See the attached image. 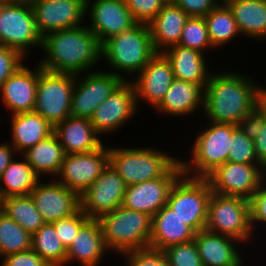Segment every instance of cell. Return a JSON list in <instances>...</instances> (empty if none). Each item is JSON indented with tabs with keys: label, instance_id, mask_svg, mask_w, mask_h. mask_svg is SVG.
I'll return each mask as SVG.
<instances>
[{
	"label": "cell",
	"instance_id": "6da1fadb",
	"mask_svg": "<svg viewBox=\"0 0 266 266\" xmlns=\"http://www.w3.org/2000/svg\"><path fill=\"white\" fill-rule=\"evenodd\" d=\"M41 50L44 56L37 63L56 73L80 75L103 62L101 44L86 24L45 35Z\"/></svg>",
	"mask_w": 266,
	"mask_h": 266
},
{
	"label": "cell",
	"instance_id": "7a4b0ae2",
	"mask_svg": "<svg viewBox=\"0 0 266 266\" xmlns=\"http://www.w3.org/2000/svg\"><path fill=\"white\" fill-rule=\"evenodd\" d=\"M231 69L213 71L205 86V122L237 125L255 108V79Z\"/></svg>",
	"mask_w": 266,
	"mask_h": 266
},
{
	"label": "cell",
	"instance_id": "3957f363",
	"mask_svg": "<svg viewBox=\"0 0 266 266\" xmlns=\"http://www.w3.org/2000/svg\"><path fill=\"white\" fill-rule=\"evenodd\" d=\"M149 25L137 23L101 44V60L113 73L131 81L156 54ZM124 73V74H123ZM128 76V77H127ZM129 78V79H128Z\"/></svg>",
	"mask_w": 266,
	"mask_h": 266
},
{
	"label": "cell",
	"instance_id": "277c9868",
	"mask_svg": "<svg viewBox=\"0 0 266 266\" xmlns=\"http://www.w3.org/2000/svg\"><path fill=\"white\" fill-rule=\"evenodd\" d=\"M109 164L123 178L125 184L165 177L179 162L180 158L170 156L156 147H109Z\"/></svg>",
	"mask_w": 266,
	"mask_h": 266
},
{
	"label": "cell",
	"instance_id": "5b68a950",
	"mask_svg": "<svg viewBox=\"0 0 266 266\" xmlns=\"http://www.w3.org/2000/svg\"><path fill=\"white\" fill-rule=\"evenodd\" d=\"M104 243L109 251L122 255L150 246L152 216L120 206L99 217Z\"/></svg>",
	"mask_w": 266,
	"mask_h": 266
},
{
	"label": "cell",
	"instance_id": "8992f818",
	"mask_svg": "<svg viewBox=\"0 0 266 266\" xmlns=\"http://www.w3.org/2000/svg\"><path fill=\"white\" fill-rule=\"evenodd\" d=\"M193 139L190 159L180 158L183 174L206 178L217 167L228 161L232 145L233 124L208 122ZM204 129V130H203ZM190 160V161H189Z\"/></svg>",
	"mask_w": 266,
	"mask_h": 266
},
{
	"label": "cell",
	"instance_id": "52a82bcc",
	"mask_svg": "<svg viewBox=\"0 0 266 266\" xmlns=\"http://www.w3.org/2000/svg\"><path fill=\"white\" fill-rule=\"evenodd\" d=\"M205 230L232 237L248 245L254 238L250 201L238 196L212 192L208 203Z\"/></svg>",
	"mask_w": 266,
	"mask_h": 266
},
{
	"label": "cell",
	"instance_id": "ba28073f",
	"mask_svg": "<svg viewBox=\"0 0 266 266\" xmlns=\"http://www.w3.org/2000/svg\"><path fill=\"white\" fill-rule=\"evenodd\" d=\"M42 38L29 0H5L0 11V44L27 58L33 47L41 49Z\"/></svg>",
	"mask_w": 266,
	"mask_h": 266
},
{
	"label": "cell",
	"instance_id": "9c48e42d",
	"mask_svg": "<svg viewBox=\"0 0 266 266\" xmlns=\"http://www.w3.org/2000/svg\"><path fill=\"white\" fill-rule=\"evenodd\" d=\"M212 190L206 178L182 174L170 189L166 205L195 232L205 229Z\"/></svg>",
	"mask_w": 266,
	"mask_h": 266
},
{
	"label": "cell",
	"instance_id": "30bf717a",
	"mask_svg": "<svg viewBox=\"0 0 266 266\" xmlns=\"http://www.w3.org/2000/svg\"><path fill=\"white\" fill-rule=\"evenodd\" d=\"M75 75L56 73L41 68L36 86L33 111L53 127L71 116V99Z\"/></svg>",
	"mask_w": 266,
	"mask_h": 266
},
{
	"label": "cell",
	"instance_id": "8fae6325",
	"mask_svg": "<svg viewBox=\"0 0 266 266\" xmlns=\"http://www.w3.org/2000/svg\"><path fill=\"white\" fill-rule=\"evenodd\" d=\"M96 69L95 67V71L86 72L84 75H75L71 99L72 117L90 119L99 105L124 81L108 70Z\"/></svg>",
	"mask_w": 266,
	"mask_h": 266
},
{
	"label": "cell",
	"instance_id": "7c38bea8",
	"mask_svg": "<svg viewBox=\"0 0 266 266\" xmlns=\"http://www.w3.org/2000/svg\"><path fill=\"white\" fill-rule=\"evenodd\" d=\"M206 179L209 181L212 192L250 200L266 179V168L262 164L227 161L211 172Z\"/></svg>",
	"mask_w": 266,
	"mask_h": 266
},
{
	"label": "cell",
	"instance_id": "4fadbf2b",
	"mask_svg": "<svg viewBox=\"0 0 266 266\" xmlns=\"http://www.w3.org/2000/svg\"><path fill=\"white\" fill-rule=\"evenodd\" d=\"M138 109L134 86L127 80L99 105L90 121L101 137L103 134L112 135L120 132L126 123L133 121V117L139 113Z\"/></svg>",
	"mask_w": 266,
	"mask_h": 266
},
{
	"label": "cell",
	"instance_id": "5bb4252c",
	"mask_svg": "<svg viewBox=\"0 0 266 266\" xmlns=\"http://www.w3.org/2000/svg\"><path fill=\"white\" fill-rule=\"evenodd\" d=\"M127 185L123 178L108 164L101 175L80 195V209L89 219L122 206Z\"/></svg>",
	"mask_w": 266,
	"mask_h": 266
},
{
	"label": "cell",
	"instance_id": "9a60e30c",
	"mask_svg": "<svg viewBox=\"0 0 266 266\" xmlns=\"http://www.w3.org/2000/svg\"><path fill=\"white\" fill-rule=\"evenodd\" d=\"M109 164V149L100 148L80 154H65L56 181L79 196L101 175Z\"/></svg>",
	"mask_w": 266,
	"mask_h": 266
},
{
	"label": "cell",
	"instance_id": "2e32d148",
	"mask_svg": "<svg viewBox=\"0 0 266 266\" xmlns=\"http://www.w3.org/2000/svg\"><path fill=\"white\" fill-rule=\"evenodd\" d=\"M42 37L63 29L84 25L86 0H29ZM84 21V22H83Z\"/></svg>",
	"mask_w": 266,
	"mask_h": 266
},
{
	"label": "cell",
	"instance_id": "e0dca14e",
	"mask_svg": "<svg viewBox=\"0 0 266 266\" xmlns=\"http://www.w3.org/2000/svg\"><path fill=\"white\" fill-rule=\"evenodd\" d=\"M87 15L100 44L137 24L124 0H86Z\"/></svg>",
	"mask_w": 266,
	"mask_h": 266
},
{
	"label": "cell",
	"instance_id": "ac0fdd59",
	"mask_svg": "<svg viewBox=\"0 0 266 266\" xmlns=\"http://www.w3.org/2000/svg\"><path fill=\"white\" fill-rule=\"evenodd\" d=\"M182 174L179 162L165 177L128 185L122 206L153 217L166 205L171 187Z\"/></svg>",
	"mask_w": 266,
	"mask_h": 266
},
{
	"label": "cell",
	"instance_id": "d6986e66",
	"mask_svg": "<svg viewBox=\"0 0 266 266\" xmlns=\"http://www.w3.org/2000/svg\"><path fill=\"white\" fill-rule=\"evenodd\" d=\"M29 195L45 223L69 217L80 209V196L55 179H41Z\"/></svg>",
	"mask_w": 266,
	"mask_h": 266
},
{
	"label": "cell",
	"instance_id": "ffe728a7",
	"mask_svg": "<svg viewBox=\"0 0 266 266\" xmlns=\"http://www.w3.org/2000/svg\"><path fill=\"white\" fill-rule=\"evenodd\" d=\"M174 79L169 60L162 52H157L131 80L138 108L143 107L140 105L143 101L154 109L162 101Z\"/></svg>",
	"mask_w": 266,
	"mask_h": 266
},
{
	"label": "cell",
	"instance_id": "44dd1931",
	"mask_svg": "<svg viewBox=\"0 0 266 266\" xmlns=\"http://www.w3.org/2000/svg\"><path fill=\"white\" fill-rule=\"evenodd\" d=\"M40 72L41 66L39 64L33 70L23 64L1 85L0 99L3 107L12 113L9 115L33 111L37 79Z\"/></svg>",
	"mask_w": 266,
	"mask_h": 266
},
{
	"label": "cell",
	"instance_id": "7402d4cb",
	"mask_svg": "<svg viewBox=\"0 0 266 266\" xmlns=\"http://www.w3.org/2000/svg\"><path fill=\"white\" fill-rule=\"evenodd\" d=\"M194 241L203 266H244L242 242L207 230L195 233ZM239 247V248H238ZM240 252V253H239Z\"/></svg>",
	"mask_w": 266,
	"mask_h": 266
},
{
	"label": "cell",
	"instance_id": "603a6c76",
	"mask_svg": "<svg viewBox=\"0 0 266 266\" xmlns=\"http://www.w3.org/2000/svg\"><path fill=\"white\" fill-rule=\"evenodd\" d=\"M205 88L194 82L174 79L162 101L154 108L167 117H187L204 110Z\"/></svg>",
	"mask_w": 266,
	"mask_h": 266
},
{
	"label": "cell",
	"instance_id": "cb8c5ba5",
	"mask_svg": "<svg viewBox=\"0 0 266 266\" xmlns=\"http://www.w3.org/2000/svg\"><path fill=\"white\" fill-rule=\"evenodd\" d=\"M66 249V266L75 262L79 263V266L100 265L109 250L104 243L98 220L89 219Z\"/></svg>",
	"mask_w": 266,
	"mask_h": 266
},
{
	"label": "cell",
	"instance_id": "d4e9b609",
	"mask_svg": "<svg viewBox=\"0 0 266 266\" xmlns=\"http://www.w3.org/2000/svg\"><path fill=\"white\" fill-rule=\"evenodd\" d=\"M65 154H80L100 148L104 142L90 119L69 116L53 127Z\"/></svg>",
	"mask_w": 266,
	"mask_h": 266
},
{
	"label": "cell",
	"instance_id": "484cf974",
	"mask_svg": "<svg viewBox=\"0 0 266 266\" xmlns=\"http://www.w3.org/2000/svg\"><path fill=\"white\" fill-rule=\"evenodd\" d=\"M195 231L167 205L152 217L150 246L164 250L169 246L194 240Z\"/></svg>",
	"mask_w": 266,
	"mask_h": 266
},
{
	"label": "cell",
	"instance_id": "4316f807",
	"mask_svg": "<svg viewBox=\"0 0 266 266\" xmlns=\"http://www.w3.org/2000/svg\"><path fill=\"white\" fill-rule=\"evenodd\" d=\"M169 60L175 79L190 81L204 88L212 73L205 54L180 45H174L162 52Z\"/></svg>",
	"mask_w": 266,
	"mask_h": 266
},
{
	"label": "cell",
	"instance_id": "83f0119b",
	"mask_svg": "<svg viewBox=\"0 0 266 266\" xmlns=\"http://www.w3.org/2000/svg\"><path fill=\"white\" fill-rule=\"evenodd\" d=\"M189 16L174 3H166L148 24L156 52L178 45L182 30Z\"/></svg>",
	"mask_w": 266,
	"mask_h": 266
},
{
	"label": "cell",
	"instance_id": "f1b7e54d",
	"mask_svg": "<svg viewBox=\"0 0 266 266\" xmlns=\"http://www.w3.org/2000/svg\"><path fill=\"white\" fill-rule=\"evenodd\" d=\"M9 120L10 144L18 155L53 133V126L34 111L13 114Z\"/></svg>",
	"mask_w": 266,
	"mask_h": 266
},
{
	"label": "cell",
	"instance_id": "f546056e",
	"mask_svg": "<svg viewBox=\"0 0 266 266\" xmlns=\"http://www.w3.org/2000/svg\"><path fill=\"white\" fill-rule=\"evenodd\" d=\"M225 3L232 11L242 36L266 40V0H227Z\"/></svg>",
	"mask_w": 266,
	"mask_h": 266
},
{
	"label": "cell",
	"instance_id": "4dcf8cb0",
	"mask_svg": "<svg viewBox=\"0 0 266 266\" xmlns=\"http://www.w3.org/2000/svg\"><path fill=\"white\" fill-rule=\"evenodd\" d=\"M22 155L39 177L44 179L45 176H49L55 179L60 171L65 152L56 135L52 133L35 146L28 148Z\"/></svg>",
	"mask_w": 266,
	"mask_h": 266
},
{
	"label": "cell",
	"instance_id": "1f68e13d",
	"mask_svg": "<svg viewBox=\"0 0 266 266\" xmlns=\"http://www.w3.org/2000/svg\"><path fill=\"white\" fill-rule=\"evenodd\" d=\"M16 155L9 166L3 171L0 177V196L29 195L41 180L34 172L32 167L27 163L25 157L19 154L21 160L15 159ZM23 157V158H22Z\"/></svg>",
	"mask_w": 266,
	"mask_h": 266
},
{
	"label": "cell",
	"instance_id": "d6a6232c",
	"mask_svg": "<svg viewBox=\"0 0 266 266\" xmlns=\"http://www.w3.org/2000/svg\"><path fill=\"white\" fill-rule=\"evenodd\" d=\"M204 19L212 46L216 49L229 45L235 37L242 36L233 13L226 3H219Z\"/></svg>",
	"mask_w": 266,
	"mask_h": 266
},
{
	"label": "cell",
	"instance_id": "836d02e7",
	"mask_svg": "<svg viewBox=\"0 0 266 266\" xmlns=\"http://www.w3.org/2000/svg\"><path fill=\"white\" fill-rule=\"evenodd\" d=\"M1 211L31 235L45 224L30 195L2 198Z\"/></svg>",
	"mask_w": 266,
	"mask_h": 266
},
{
	"label": "cell",
	"instance_id": "e575fe53",
	"mask_svg": "<svg viewBox=\"0 0 266 266\" xmlns=\"http://www.w3.org/2000/svg\"><path fill=\"white\" fill-rule=\"evenodd\" d=\"M31 249L50 266H66L67 249L50 223H45L32 234Z\"/></svg>",
	"mask_w": 266,
	"mask_h": 266
},
{
	"label": "cell",
	"instance_id": "d590c367",
	"mask_svg": "<svg viewBox=\"0 0 266 266\" xmlns=\"http://www.w3.org/2000/svg\"><path fill=\"white\" fill-rule=\"evenodd\" d=\"M32 235L0 211V258L31 249Z\"/></svg>",
	"mask_w": 266,
	"mask_h": 266
},
{
	"label": "cell",
	"instance_id": "8d00e7d4",
	"mask_svg": "<svg viewBox=\"0 0 266 266\" xmlns=\"http://www.w3.org/2000/svg\"><path fill=\"white\" fill-rule=\"evenodd\" d=\"M178 45L197 50L203 54L215 49L210 41L204 17H189L182 30Z\"/></svg>",
	"mask_w": 266,
	"mask_h": 266
},
{
	"label": "cell",
	"instance_id": "74e56055",
	"mask_svg": "<svg viewBox=\"0 0 266 266\" xmlns=\"http://www.w3.org/2000/svg\"><path fill=\"white\" fill-rule=\"evenodd\" d=\"M228 161L242 164H261L255 153L254 142L233 124L232 145Z\"/></svg>",
	"mask_w": 266,
	"mask_h": 266
},
{
	"label": "cell",
	"instance_id": "f35d334b",
	"mask_svg": "<svg viewBox=\"0 0 266 266\" xmlns=\"http://www.w3.org/2000/svg\"><path fill=\"white\" fill-rule=\"evenodd\" d=\"M163 251L170 266H203L194 240L169 246Z\"/></svg>",
	"mask_w": 266,
	"mask_h": 266
},
{
	"label": "cell",
	"instance_id": "ab89813d",
	"mask_svg": "<svg viewBox=\"0 0 266 266\" xmlns=\"http://www.w3.org/2000/svg\"><path fill=\"white\" fill-rule=\"evenodd\" d=\"M122 256L125 258L124 266H170L164 251L152 247L131 250L119 257Z\"/></svg>",
	"mask_w": 266,
	"mask_h": 266
},
{
	"label": "cell",
	"instance_id": "60d3db41",
	"mask_svg": "<svg viewBox=\"0 0 266 266\" xmlns=\"http://www.w3.org/2000/svg\"><path fill=\"white\" fill-rule=\"evenodd\" d=\"M89 220V218L79 209L75 214L57 220L51 223L54 226L55 232L65 248H67L80 228Z\"/></svg>",
	"mask_w": 266,
	"mask_h": 266
},
{
	"label": "cell",
	"instance_id": "b9f144b4",
	"mask_svg": "<svg viewBox=\"0 0 266 266\" xmlns=\"http://www.w3.org/2000/svg\"><path fill=\"white\" fill-rule=\"evenodd\" d=\"M137 23L149 24L166 4L164 0H124Z\"/></svg>",
	"mask_w": 266,
	"mask_h": 266
},
{
	"label": "cell",
	"instance_id": "7bdbcfd3",
	"mask_svg": "<svg viewBox=\"0 0 266 266\" xmlns=\"http://www.w3.org/2000/svg\"><path fill=\"white\" fill-rule=\"evenodd\" d=\"M249 201L251 227L253 234H255V231L262 228L261 225L266 226V179L260 184L258 190L253 194Z\"/></svg>",
	"mask_w": 266,
	"mask_h": 266
},
{
	"label": "cell",
	"instance_id": "ee69618b",
	"mask_svg": "<svg viewBox=\"0 0 266 266\" xmlns=\"http://www.w3.org/2000/svg\"><path fill=\"white\" fill-rule=\"evenodd\" d=\"M25 57L15 49L0 44V88L25 62Z\"/></svg>",
	"mask_w": 266,
	"mask_h": 266
},
{
	"label": "cell",
	"instance_id": "f6af8a7d",
	"mask_svg": "<svg viewBox=\"0 0 266 266\" xmlns=\"http://www.w3.org/2000/svg\"><path fill=\"white\" fill-rule=\"evenodd\" d=\"M1 262L0 266H50L32 249L5 255Z\"/></svg>",
	"mask_w": 266,
	"mask_h": 266
},
{
	"label": "cell",
	"instance_id": "bcb514c9",
	"mask_svg": "<svg viewBox=\"0 0 266 266\" xmlns=\"http://www.w3.org/2000/svg\"><path fill=\"white\" fill-rule=\"evenodd\" d=\"M173 3L189 17H204L220 2L219 0H175Z\"/></svg>",
	"mask_w": 266,
	"mask_h": 266
},
{
	"label": "cell",
	"instance_id": "7dc6e473",
	"mask_svg": "<svg viewBox=\"0 0 266 266\" xmlns=\"http://www.w3.org/2000/svg\"><path fill=\"white\" fill-rule=\"evenodd\" d=\"M266 117L254 108L243 120H241L237 127L251 140L254 141L260 132L261 123Z\"/></svg>",
	"mask_w": 266,
	"mask_h": 266
},
{
	"label": "cell",
	"instance_id": "c3c4849f",
	"mask_svg": "<svg viewBox=\"0 0 266 266\" xmlns=\"http://www.w3.org/2000/svg\"><path fill=\"white\" fill-rule=\"evenodd\" d=\"M253 142L258 161L266 168V119L261 123L259 135Z\"/></svg>",
	"mask_w": 266,
	"mask_h": 266
},
{
	"label": "cell",
	"instance_id": "681fc988",
	"mask_svg": "<svg viewBox=\"0 0 266 266\" xmlns=\"http://www.w3.org/2000/svg\"><path fill=\"white\" fill-rule=\"evenodd\" d=\"M16 155L17 153L10 142L0 143V177Z\"/></svg>",
	"mask_w": 266,
	"mask_h": 266
},
{
	"label": "cell",
	"instance_id": "f907efd6",
	"mask_svg": "<svg viewBox=\"0 0 266 266\" xmlns=\"http://www.w3.org/2000/svg\"><path fill=\"white\" fill-rule=\"evenodd\" d=\"M257 83L255 88V108L266 117V87Z\"/></svg>",
	"mask_w": 266,
	"mask_h": 266
},
{
	"label": "cell",
	"instance_id": "816d5d0a",
	"mask_svg": "<svg viewBox=\"0 0 266 266\" xmlns=\"http://www.w3.org/2000/svg\"><path fill=\"white\" fill-rule=\"evenodd\" d=\"M5 0H0V11H1V8L3 6V3H4Z\"/></svg>",
	"mask_w": 266,
	"mask_h": 266
},
{
	"label": "cell",
	"instance_id": "f5cc1de1",
	"mask_svg": "<svg viewBox=\"0 0 266 266\" xmlns=\"http://www.w3.org/2000/svg\"><path fill=\"white\" fill-rule=\"evenodd\" d=\"M166 3H173L175 0H164Z\"/></svg>",
	"mask_w": 266,
	"mask_h": 266
},
{
	"label": "cell",
	"instance_id": "db71d44e",
	"mask_svg": "<svg viewBox=\"0 0 266 266\" xmlns=\"http://www.w3.org/2000/svg\"><path fill=\"white\" fill-rule=\"evenodd\" d=\"M1 207H2V198L0 196V211H1Z\"/></svg>",
	"mask_w": 266,
	"mask_h": 266
},
{
	"label": "cell",
	"instance_id": "11a10c76",
	"mask_svg": "<svg viewBox=\"0 0 266 266\" xmlns=\"http://www.w3.org/2000/svg\"><path fill=\"white\" fill-rule=\"evenodd\" d=\"M227 0H219L220 3H225Z\"/></svg>",
	"mask_w": 266,
	"mask_h": 266
}]
</instances>
